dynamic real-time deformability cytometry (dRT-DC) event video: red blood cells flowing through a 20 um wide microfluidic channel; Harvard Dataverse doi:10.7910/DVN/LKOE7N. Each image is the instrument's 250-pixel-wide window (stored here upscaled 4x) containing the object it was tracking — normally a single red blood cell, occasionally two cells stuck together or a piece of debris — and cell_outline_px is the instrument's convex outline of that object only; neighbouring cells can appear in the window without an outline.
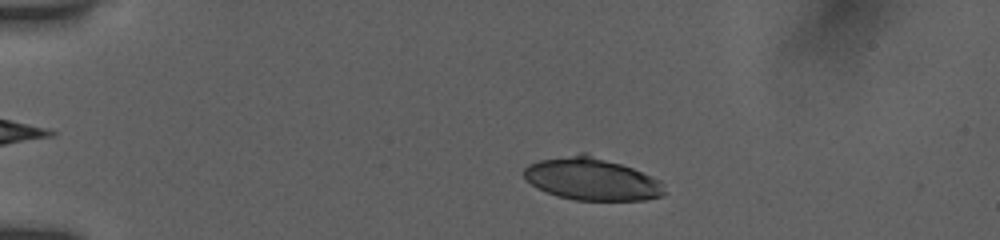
{"species": "human", "species_latin": "Homo sapiens", "temperature_condition": "room temperature", "stored_images_in_passage": 50, "camera_frame_rate_fps": 3000, "um_per_image_px": 0.085, "donor": {"sex": "female"}, "frame": {"image": 1, "passage_image": 8, "time_ms": 2.333, "image_size_px": [1000, 240], "cell_outline_px": [[668, 192], [664, 196], [644, 200], [576, 200], [556, 196], [536, 188], [524, 176], [524, 168], [528, 164], [540, 160], [580, 152], [588, 152], [632, 168], [652, 176], [660, 180]], "centroid_in_image_um": [50.33, 15.21], "position_along_channel_um": 34.7, "area_um2": 35.14}}
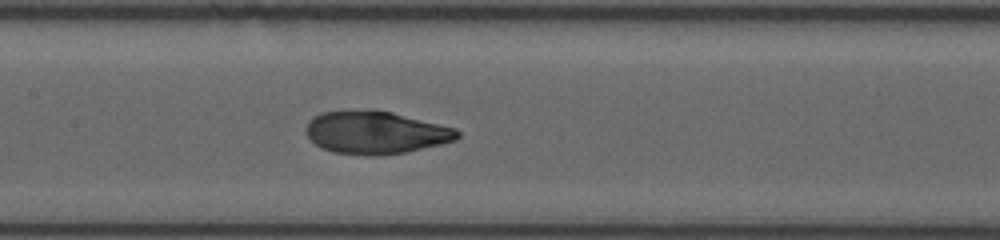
{"frame": {"image": 2, "passage_image": 24, "time_ms": 7.667, "image_size_px": [1000, 240], "cell_outline_px": [[460, 136], [456, 140], [440, 144], [404, 152], [376, 156], [332, 152], [320, 148], [308, 136], [304, 128], [308, 120], [324, 112], [392, 112], [456, 128], [460, 132]], "centroid_in_image_um": [31.94, 11.3], "position_along_channel_um": 175.5, "area_um2": 36.88}}
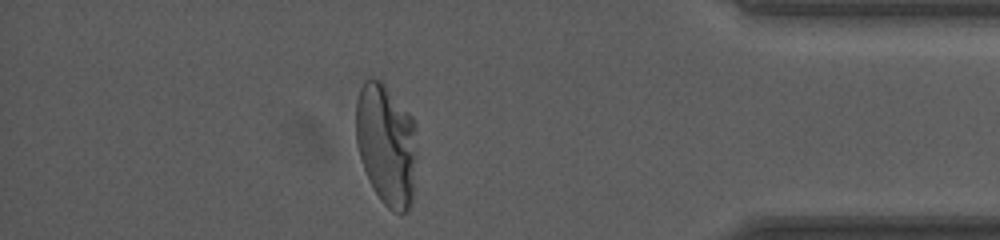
{"frame": {"image": 3, "passage_image": 44, "time_ms": 14.333, "image_size_px": [1000, 240], "cell_outline_px": [[416, 156], [412, 200], [408, 212], [396, 212], [388, 208], [380, 200], [364, 168], [356, 144], [356, 100], [360, 88], [364, 80], [368, 76], [372, 76], [380, 80], [384, 84], [416, 120]], "centroid_in_image_um": [32.85, 12.22], "position_along_channel_um": 402.3, "area_um2": 43.64}, "authors_computed_cell_mechanics": {"area_um2": 38.3503, "velocity_mm_per_s": 3.8572, "shape_relaxation_time_tau1_ms": 6.8427, "shape_relaxation_time_tau2_ms": null, "deformation_change_tau1": 0.2506, "deformation_change_tau2": null}}